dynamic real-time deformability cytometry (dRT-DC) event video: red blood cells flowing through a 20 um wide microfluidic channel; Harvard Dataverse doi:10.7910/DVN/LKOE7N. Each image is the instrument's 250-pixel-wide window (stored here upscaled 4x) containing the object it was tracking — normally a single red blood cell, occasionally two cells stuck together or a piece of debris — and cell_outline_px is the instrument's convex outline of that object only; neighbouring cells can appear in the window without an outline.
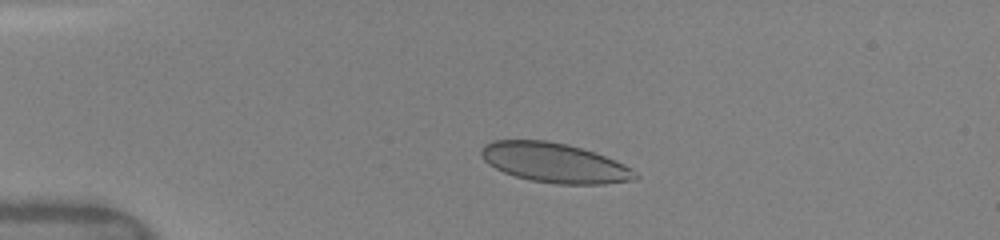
{"species": "human", "species_latin": "Homo sapiens", "temperature_condition": "warm", "stored_images_in_passage": 21, "camera_frame_rate_fps": 3000, "um_per_image_px": 0.085, "donor": {"sex": "female"}, "frame": {"image": 1, "passage_image": 1, "time_ms": 0.0, "image_size_px": [1000, 240], "cell_outline_px": [[640, 176], [636, 180], [604, 184], [556, 184], [532, 180], [516, 176], [504, 172], [488, 164], [484, 160], [480, 152], [484, 144], [496, 140], [544, 140], [568, 144], [616, 160], [632, 168]], "centroid_in_image_um": [47.16, 13.84], "position_along_channel_um": 37.8, "area_um2": 35.49}}
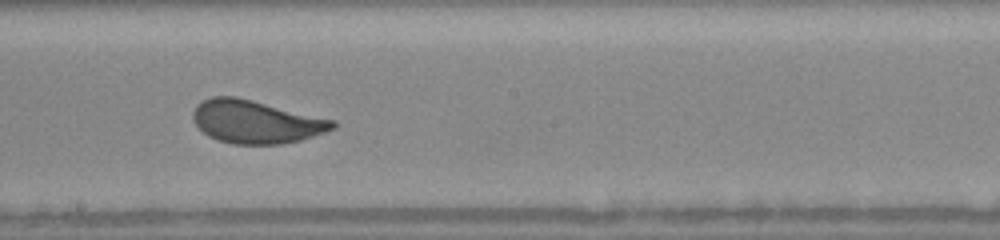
{"frame": {"image": 2, "passage_image": 10, "time_ms": 5.667, "image_size_px": [1000, 240], "cell_outline_px": [[336, 128], [300, 140], [280, 144], [232, 144], [216, 140], [208, 136], [196, 124], [192, 116], [192, 112], [196, 104], [212, 96], [236, 96], [336, 120]], "centroid_in_image_um": [21.74, 10.34], "position_along_channel_um": 226.5, "area_um2": 35.08}}
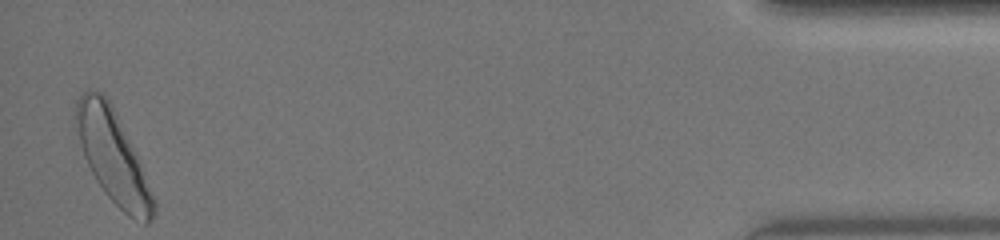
{"frame": {"image": 3, "passage_image": 21, "time_ms": 12.333, "image_size_px": [1000, 240], "cell_outline_px": [[156, 212], [152, 220], [148, 224], [144, 224], [128, 216], [108, 196], [96, 180], [84, 156], [80, 140], [76, 120], [76, 100], [84, 92], [100, 92], [112, 104], [136, 156], [156, 200]], "centroid_in_image_um": [9.63, 13.38], "position_along_channel_um": 425.6, "area_um2": 40.29}, "authors_computed_cell_mechanics": {"area_um2": 35.3736, "velocity_mm_per_s": 4.1015, "shape_relaxation_time_tau1_ms": 3.0141, "shape_relaxation_time_tau2_ms": null, "deformation_change_tau1": 0.1122, "deformation_change_tau2": null}}